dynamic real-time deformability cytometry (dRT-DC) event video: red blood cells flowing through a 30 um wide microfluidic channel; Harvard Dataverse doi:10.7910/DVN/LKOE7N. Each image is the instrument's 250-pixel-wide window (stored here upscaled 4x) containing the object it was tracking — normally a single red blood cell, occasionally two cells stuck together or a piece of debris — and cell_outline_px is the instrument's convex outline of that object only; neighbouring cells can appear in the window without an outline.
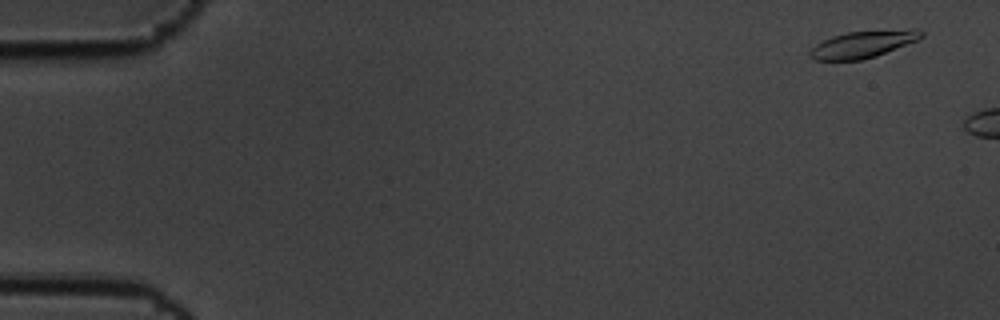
{"species": "common noctule bat (a hibernating species)", "species_latin": "Nyctalus noctula", "temperature_condition": "cold", "stored_images_in_passage": 8, "camera_frame_rate_fps": 3000, "um_per_image_px": 0.085, "animal": {"sex": "male", "body_mass_g": 19.5, "forearm_length_mm": 54.6}, "frame": {"image": 1, "passage_image": 3, "time_ms": 0.667, "image_size_px": [1000, 320], "cell_outline_px": [[924, 36], [920, 40], [876, 56], [860, 60], [816, 60], [808, 52], [816, 44], [832, 36], [848, 32], [912, 28], [916, 28], [924, 32]], "centroid_in_image_um": [73.45, 3.74], "position_along_channel_um": 11.6, "area_um2": 17.63}}